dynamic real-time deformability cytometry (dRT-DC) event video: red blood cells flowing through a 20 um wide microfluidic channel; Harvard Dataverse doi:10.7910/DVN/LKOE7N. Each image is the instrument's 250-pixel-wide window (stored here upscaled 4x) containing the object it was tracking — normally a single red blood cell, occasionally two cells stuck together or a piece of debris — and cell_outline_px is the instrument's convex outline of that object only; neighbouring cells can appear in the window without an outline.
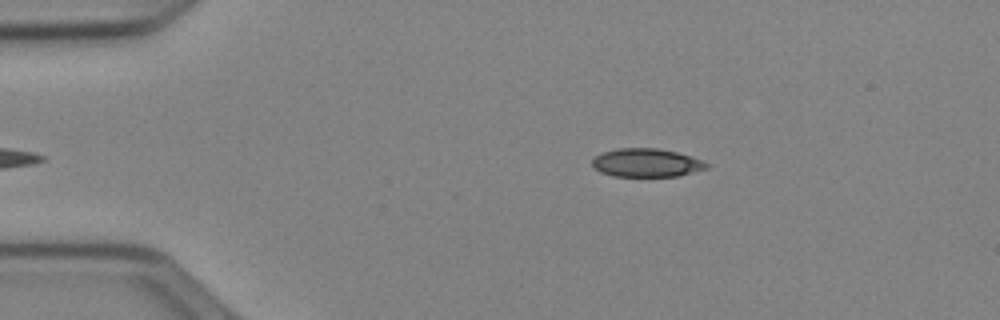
{"species": "Egyptian fruit bat (a non-hibernating species)", "species_latin": "Rousettus aegyptiacus", "temperature_condition": "cold", "stored_images_in_passage": 44, "camera_frame_rate_fps": 3000, "um_per_image_px": 0.085, "animal": {"sex": "female"}, "frame": {"image": 1, "passage_image": 2, "time_ms": 0.333, "image_size_px": [1000, 320], "cell_outline_px": [[708, 168], [676, 176], [612, 176], [600, 172], [592, 164], [592, 160], [596, 156], [604, 152], [616, 148], [656, 148], [676, 152], [700, 160], [708, 164]], "centroid_in_image_um": [54.91, 13.83], "position_along_channel_um": 30.1, "area_um2": 18.61}}
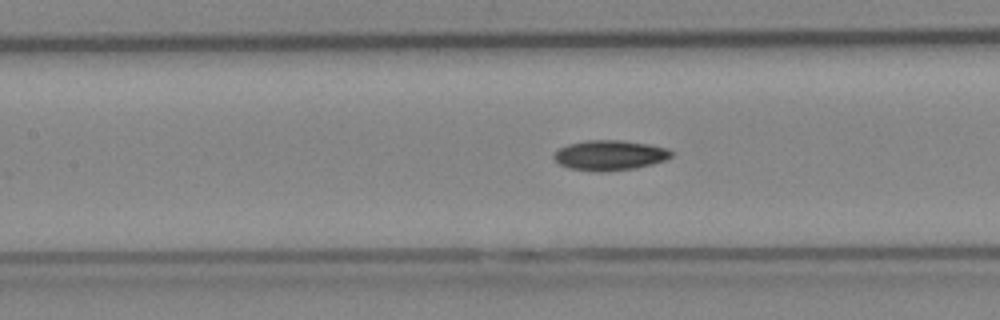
{"frame": {"image": 2, "passage_image": 16, "time_ms": 5.0, "image_size_px": [1000, 320], "cell_outline_px": [[672, 156], [664, 160], [652, 164], [636, 168], [600, 172], [596, 172], [568, 168], [560, 164], [552, 156], [560, 148], [568, 144], [584, 140], [624, 140], [648, 144], [668, 148], [672, 152]], "centroid_in_image_um": [51.83, 13.19], "position_along_channel_um": 155.6, "area_um2": 20.63}}
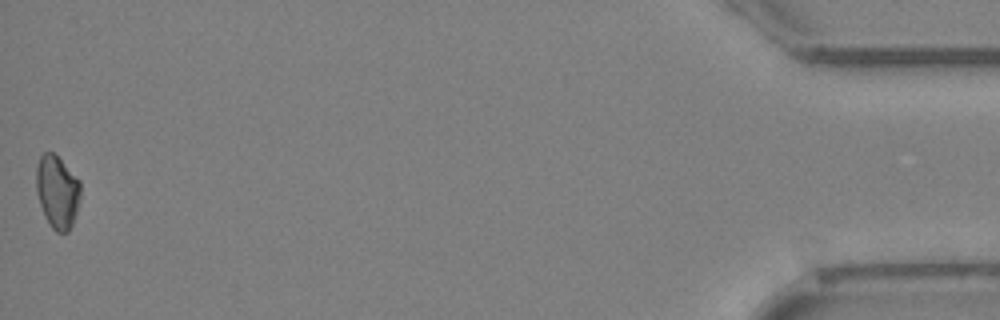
{"frame": {"image": 3, "passage_image": 44, "time_ms": 14.333, "image_size_px": [1000, 320], "cell_outline_px": [[80, 196], [76, 212], [72, 224], [68, 232], [56, 232], [52, 228], [44, 216], [36, 192], [36, 168], [40, 156], [44, 152], [52, 152], [80, 180]], "centroid_in_image_um": [4.85, 16.31], "position_along_channel_um": 430.3, "area_um2": 18.67}}